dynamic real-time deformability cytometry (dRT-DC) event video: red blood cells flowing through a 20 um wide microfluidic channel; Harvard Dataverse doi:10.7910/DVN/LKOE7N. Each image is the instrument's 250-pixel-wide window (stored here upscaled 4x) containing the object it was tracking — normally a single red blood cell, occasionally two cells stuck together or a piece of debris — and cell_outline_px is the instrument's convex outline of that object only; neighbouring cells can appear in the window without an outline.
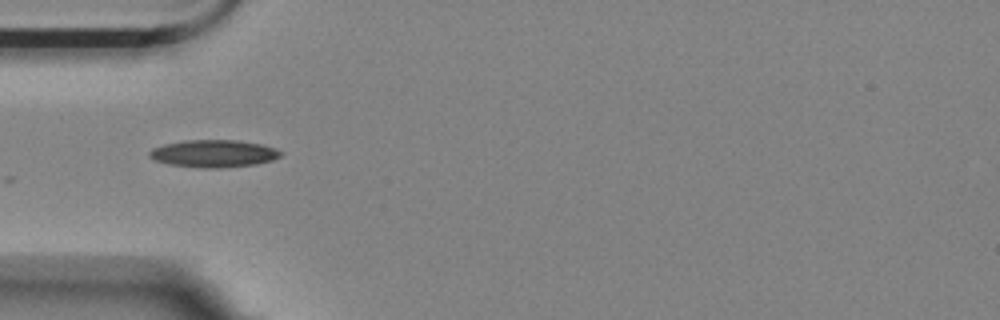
{"species": "Egyptian fruit bat (a non-hibernating species)", "species_latin": "Rousettus aegyptiacus", "temperature_condition": "room temperature", "stored_images_in_passage": 8, "camera_frame_rate_fps": 3000, "um_per_image_px": 0.085, "animal": {"sex": "female"}, "frame": {"image": 1, "passage_image": 4, "time_ms": 3.667, "image_size_px": [1000, 320], "cell_outline_px": [[284, 152], [280, 156], [272, 160], [256, 164], [220, 168], [200, 168], [168, 164], [152, 160], [148, 156], [148, 152], [152, 148], [164, 144], [184, 140], [236, 140], [260, 144], [276, 148]], "centroid_in_image_um": [18.13, 13.05], "position_along_channel_um": 66.9, "area_um2": 21.15}}
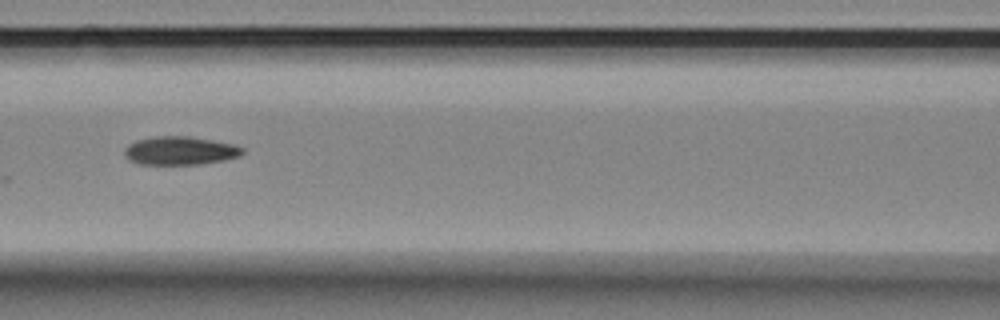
{"frame": {"image": 2, "passage_image": 6, "time_ms": 6.0, "image_size_px": [1000, 320], "cell_outline_px": [[244, 152], [240, 156], [224, 160], [200, 164], [140, 164], [128, 160], [124, 152], [124, 148], [128, 144], [136, 140], [156, 136], [188, 136], [232, 144], [244, 148]], "centroid_in_image_um": [15.28, 12.81], "position_along_channel_um": 151.3, "area_um2": 19.48}}
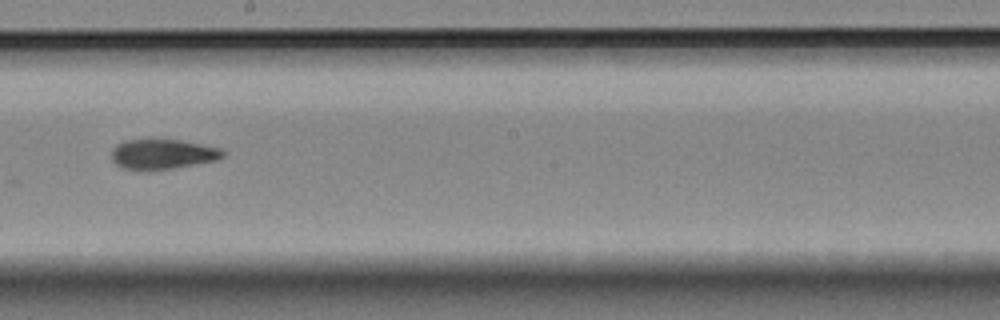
{"frame": {"image": 3, "passage_image": 8, "time_ms": 8.333, "image_size_px": [1000, 320], "cell_outline_px": [[224, 156], [216, 160], [172, 168], [120, 168], [112, 160], [112, 148], [116, 144], [128, 140], [180, 140], [220, 148], [224, 152]], "centroid_in_image_um": [13.81, 13.08], "position_along_channel_um": 234.4, "area_um2": 18.79}}